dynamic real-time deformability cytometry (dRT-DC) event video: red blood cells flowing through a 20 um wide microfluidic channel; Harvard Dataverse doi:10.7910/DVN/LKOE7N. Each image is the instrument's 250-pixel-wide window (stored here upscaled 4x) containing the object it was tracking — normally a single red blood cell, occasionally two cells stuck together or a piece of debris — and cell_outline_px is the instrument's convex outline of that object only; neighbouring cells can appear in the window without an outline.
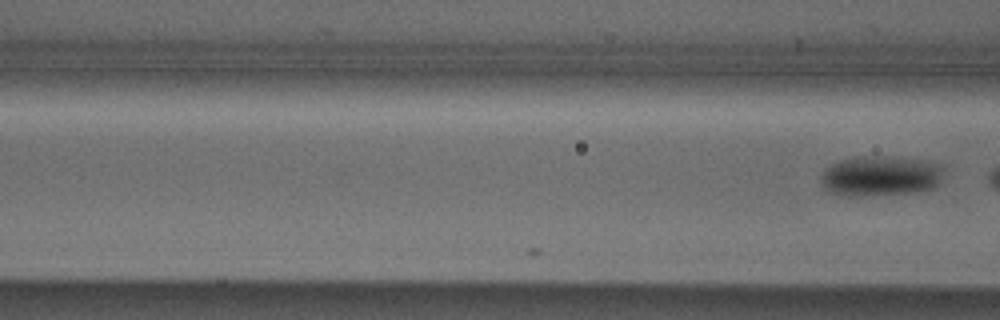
{"species": "Egyptian fruit bat (a non-hibernating species)", "species_latin": "Rousettus aegyptiacus", "temperature_condition": "cold", "stored_images_in_passage": 5, "camera_frame_rate_fps": 3000, "um_per_image_px": 0.085, "animal": {"sex": "male"}, "frame": {"image": 1, "passage_image": 5, "time_ms": 1.333, "image_size_px": [1000, 320], "cell_outline_px": [[944, 168], [940, 180], [932, 188], [912, 192], [860, 196], [844, 196], [828, 192], [820, 184], [820, 176], [832, 164], [840, 160], [856, 156], [876, 156], [920, 160], [936, 164]], "centroid_in_image_um": [74.76, 14.97], "position_along_channel_um": 91.8, "area_um2": 28.5}}